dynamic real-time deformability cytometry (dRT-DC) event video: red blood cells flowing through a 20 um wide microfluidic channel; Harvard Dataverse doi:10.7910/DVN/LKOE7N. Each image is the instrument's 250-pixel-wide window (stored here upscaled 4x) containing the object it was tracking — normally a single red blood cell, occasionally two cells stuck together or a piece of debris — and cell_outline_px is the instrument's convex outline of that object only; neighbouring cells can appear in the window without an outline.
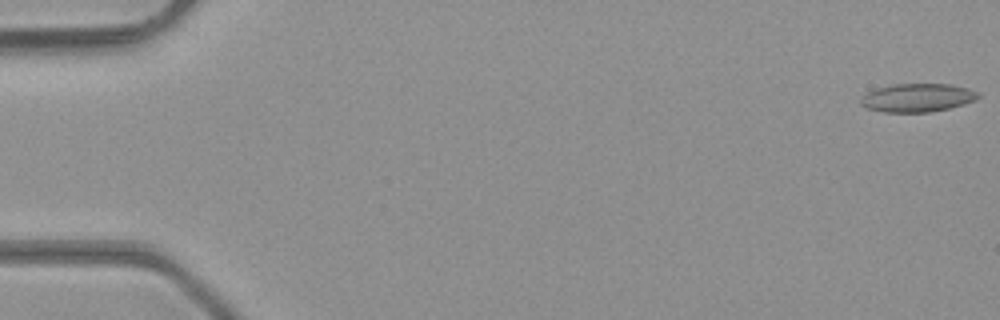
{"species": "common noctule bat (a hibernating species)", "species_latin": "Nyctalus noctula", "temperature_condition": "room temperature", "stored_images_in_passage": 48, "camera_frame_rate_fps": 3000, "um_per_image_px": 0.085, "animal": {"sex": "male", "body_mass_g": 23.1, "forearm_length_mm": 52.7}, "frame": {"image": 1, "passage_image": 1, "time_ms": 0.0, "image_size_px": [1000, 320], "cell_outline_px": [[980, 96], [976, 100], [964, 104], [948, 108], [928, 112], [884, 112], [868, 108], [860, 104], [860, 100], [868, 92], [876, 88], [892, 84], [948, 84], [968, 88], [980, 92]], "centroid_in_image_um": [78.01, 8.3], "position_along_channel_um": 7.0, "area_um2": 19.36}}
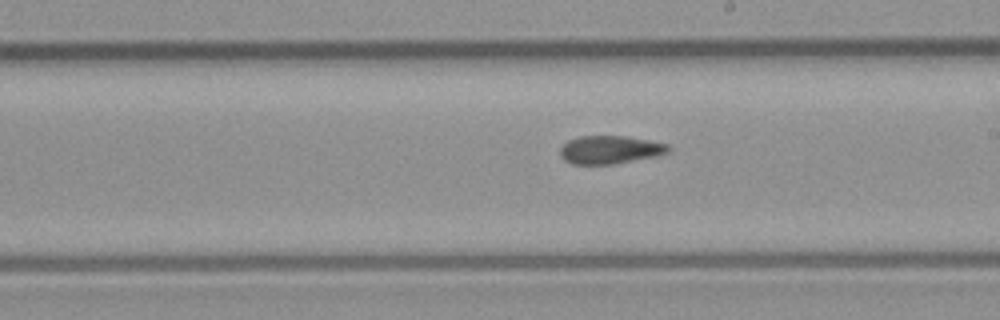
{"frame": {"image": 2, "passage_image": 28, "time_ms": 9.0, "image_size_px": [1000, 320], "cell_outline_px": [[672, 148], [668, 152], [652, 156], [612, 164], [572, 164], [564, 160], [560, 156], [560, 148], [568, 140], [580, 136], [624, 136], [668, 144]], "centroid_in_image_um": [51.8, 12.72], "position_along_channel_um": 237.2, "area_um2": 17.46}}
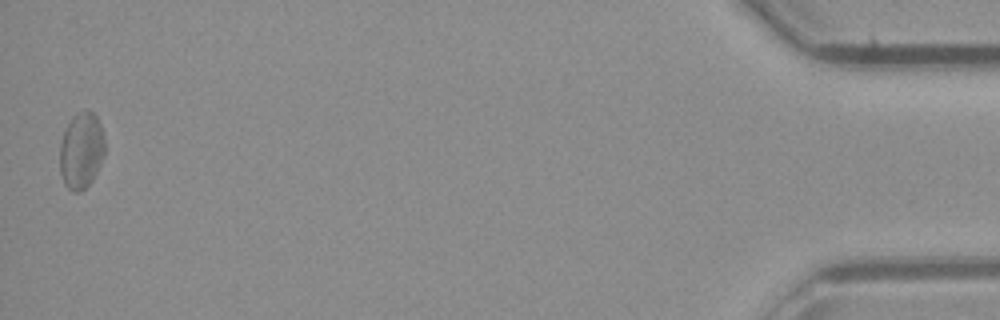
{"frame": {"image": 3, "passage_image": 48, "time_ms": 15.667, "image_size_px": [1000, 320], "cell_outline_px": [[104, 156], [92, 180], [80, 192], [72, 192], [64, 184], [60, 172], [60, 144], [64, 132], [72, 116], [76, 112], [92, 112], [96, 116], [100, 124], [104, 136]], "centroid_in_image_um": [6.9, 12.81], "position_along_channel_um": 428.3, "area_um2": 19.88}, "authors_computed_cell_mechanics": {"area_um2": 18.7272, "velocity_mm_per_s": 4.3233, "shape_relaxation_time_tau1_ms": null, "shape_relaxation_time_tau2_ms": 4.811, "deformation_change_tau1": null, "deformation_change_tau2": 0.1288}}